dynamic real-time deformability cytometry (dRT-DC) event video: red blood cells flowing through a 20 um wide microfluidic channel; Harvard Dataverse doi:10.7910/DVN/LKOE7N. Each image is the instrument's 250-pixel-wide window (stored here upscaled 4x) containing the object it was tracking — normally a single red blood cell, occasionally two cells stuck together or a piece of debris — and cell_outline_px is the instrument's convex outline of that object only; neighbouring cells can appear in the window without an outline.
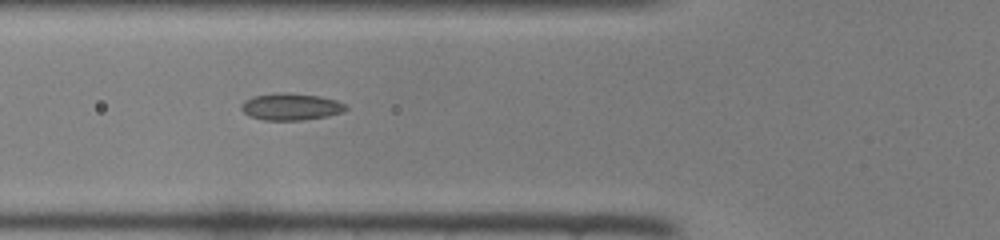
{"species": "common noctule bat (a hibernating species)", "species_latin": "Nyctalus noctula", "temperature_condition": "room temperature", "stored_images_in_passage": 33, "camera_frame_rate_fps": 3000, "um_per_image_px": 0.085, "animal": {"sex": "female", "body_mass_g": 22.0, "forearm_length_mm": 56.7}, "frame": {"image": 1, "passage_image": 4, "time_ms": 1.0, "image_size_px": [1000, 240], "cell_outline_px": [[348, 108], [344, 112], [328, 116], [300, 120], [264, 120], [248, 116], [240, 108], [240, 104], [244, 100], [252, 96], [276, 92], [284, 92], [320, 96], [336, 100], [344, 104]], "centroid_in_image_um": [24.69, 9.06], "position_along_channel_um": 101.1, "area_um2": 16.59}}
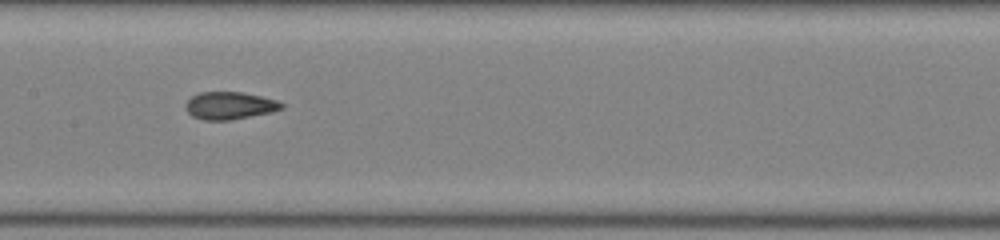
{"frame": {"image": 2, "passage_image": 10, "time_ms": 3.0, "image_size_px": [1000, 240], "cell_outline_px": [[284, 108], [272, 112], [228, 120], [204, 120], [192, 116], [184, 108], [184, 104], [192, 96], [200, 92], [240, 92], [260, 96], [276, 100], [284, 104]], "centroid_in_image_um": [19.5, 8.97], "position_along_channel_um": 187.9, "area_um2": 15.32}}
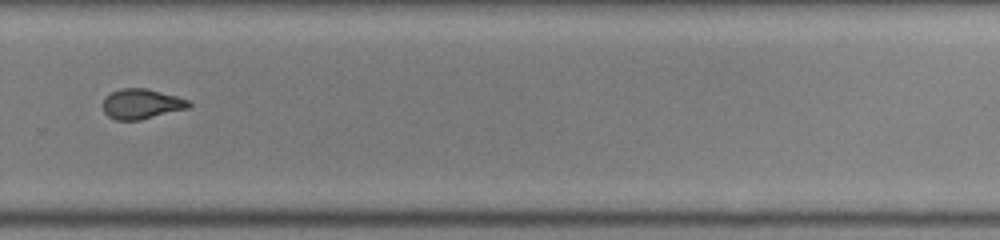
{"frame": {"image": 3, "passage_image": 19, "time_ms": 6.0, "image_size_px": [1000, 240], "cell_outline_px": [[192, 104], [188, 108], [140, 120], [116, 120], [108, 116], [104, 112], [104, 100], [112, 92], [120, 88], [144, 88], [176, 96], [188, 100]], "centroid_in_image_um": [12.03, 8.84], "position_along_channel_um": 317.8, "area_um2": 14.8}}